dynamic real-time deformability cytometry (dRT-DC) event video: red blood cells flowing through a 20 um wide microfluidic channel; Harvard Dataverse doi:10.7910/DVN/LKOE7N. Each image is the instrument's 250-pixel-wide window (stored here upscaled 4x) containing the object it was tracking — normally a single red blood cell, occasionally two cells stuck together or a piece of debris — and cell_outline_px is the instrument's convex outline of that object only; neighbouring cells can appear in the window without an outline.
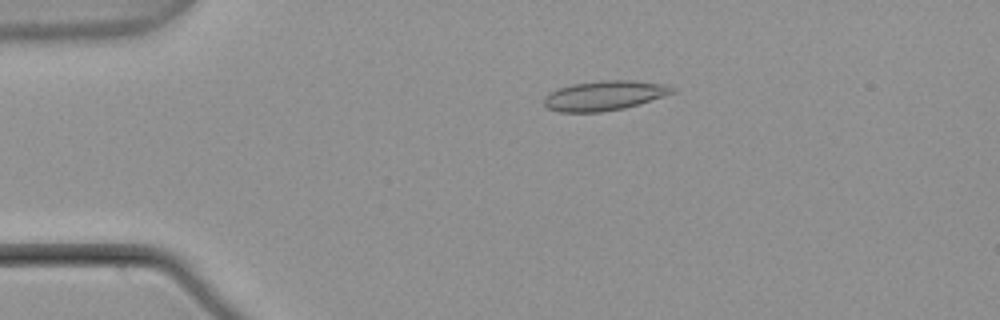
{"species": "common noctule bat (a hibernating species)", "species_latin": "Nyctalus noctula", "temperature_condition": "warm", "stored_images_in_passage": 4, "camera_frame_rate_fps": 3000, "um_per_image_px": 0.085, "animal": {"sex": "male", "body_mass_g": 21.5, "forearm_length_mm": 52.0}, "frame": {"image": 1, "passage_image": 2, "time_ms": 0.333, "image_size_px": [1000, 320], "cell_outline_px": [[676, 92], [624, 108], [600, 112], [560, 112], [548, 108], [544, 104], [544, 96], [560, 88], [572, 84], [604, 80], [632, 80], [668, 84], [676, 88]], "centroid_in_image_um": [51.41, 8.11], "position_along_channel_um": 33.6, "area_um2": 22.08}}
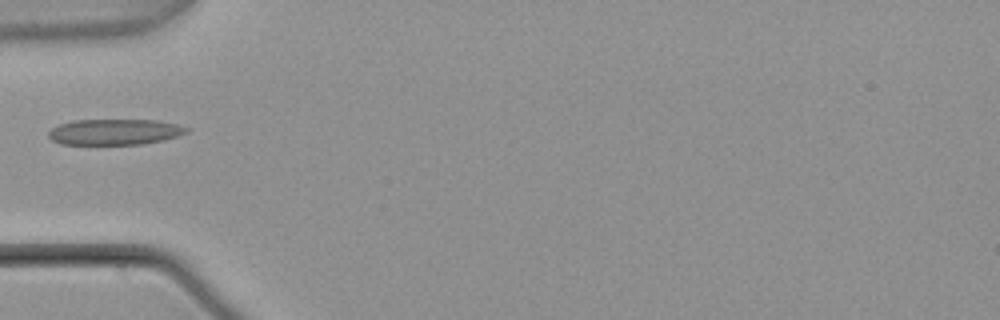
{"frame": {"image": 2, "passage_image": 4, "time_ms": 1.0, "image_size_px": [1000, 320], "cell_outline_px": [[188, 132], [164, 140], [140, 144], [60, 144], [52, 140], [48, 136], [48, 132], [52, 128], [60, 124], [72, 120], [160, 120], [176, 124], [188, 128]], "centroid_in_image_um": [9.73, 11.21], "position_along_channel_um": 75.3, "area_um2": 20.69}}